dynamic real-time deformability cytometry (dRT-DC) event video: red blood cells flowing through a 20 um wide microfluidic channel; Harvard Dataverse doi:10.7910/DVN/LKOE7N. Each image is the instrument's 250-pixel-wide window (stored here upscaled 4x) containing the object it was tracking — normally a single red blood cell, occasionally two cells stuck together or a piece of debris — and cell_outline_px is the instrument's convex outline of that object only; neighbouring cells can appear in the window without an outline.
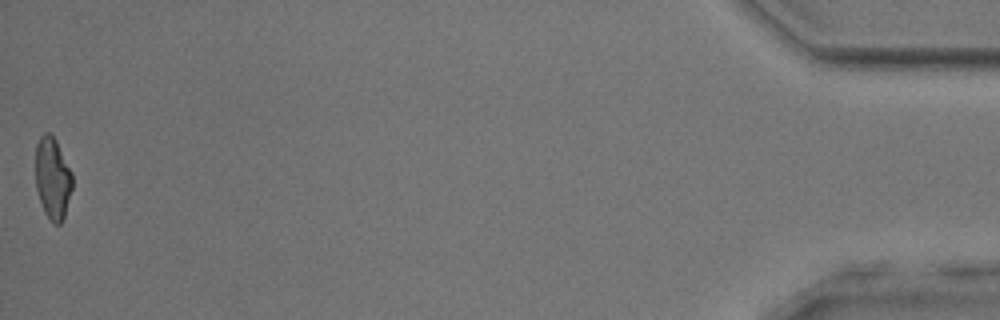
{"species": "common noctule bat (a hibernating species)", "species_latin": "Nyctalus noctula", "temperature_condition": "room temperature", "stored_images_in_passage": 53, "camera_frame_rate_fps": 3000, "um_per_image_px": 0.085, "animal": {"sex": "male", "body_mass_g": 17.9, "forearm_length_mm": 54.2}, "frame": {"image": 1, "passage_image": 53, "time_ms": 17.333, "image_size_px": [1000, 320], "cell_outline_px": [[72, 188], [64, 216], [60, 224], [52, 224], [44, 212], [36, 188], [36, 144], [40, 136], [44, 132], [48, 132], [56, 140], [72, 172]], "centroid_in_image_um": [4.47, 15.15], "position_along_channel_um": 430.7, "area_um2": 17.51}, "authors_computed_cell_mechanics": {"area_um2": 19.074, "velocity_mm_per_s": 3.8861, "shape_relaxation_time_tau1_ms": null, "shape_relaxation_time_tau2_ms": 1.816, "deformation_change_tau1": null, "deformation_change_tau2": 0.095}}